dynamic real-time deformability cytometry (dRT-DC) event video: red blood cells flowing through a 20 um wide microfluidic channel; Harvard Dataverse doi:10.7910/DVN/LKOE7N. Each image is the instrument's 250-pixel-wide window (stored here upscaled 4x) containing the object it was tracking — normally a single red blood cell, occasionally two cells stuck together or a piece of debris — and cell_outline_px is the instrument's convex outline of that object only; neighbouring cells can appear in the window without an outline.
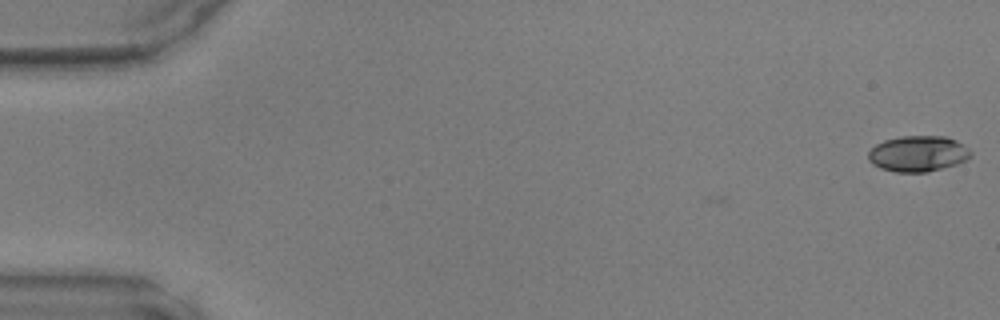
{"species": "common noctule bat (a hibernating species)", "species_latin": "Nyctalus noctula", "temperature_condition": "warm", "stored_images_in_passage": 2, "camera_frame_rate_fps": 3000, "um_per_image_px": 0.085, "animal": {"sex": "male", "body_mass_g": 17.9, "forearm_length_mm": 54.2}, "frame": {"image": 1, "passage_image": 2, "time_ms": 0.333, "image_size_px": [1000, 320], "cell_outline_px": [[972, 156], [968, 160], [956, 164], [928, 172], [896, 172], [880, 168], [872, 164], [868, 160], [868, 152], [876, 144], [884, 140], [900, 136], [944, 136], [956, 140], [968, 148], [972, 152]], "centroid_in_image_um": [78.04, 13.06], "position_along_channel_um": 7.0, "area_um2": 21.56}}